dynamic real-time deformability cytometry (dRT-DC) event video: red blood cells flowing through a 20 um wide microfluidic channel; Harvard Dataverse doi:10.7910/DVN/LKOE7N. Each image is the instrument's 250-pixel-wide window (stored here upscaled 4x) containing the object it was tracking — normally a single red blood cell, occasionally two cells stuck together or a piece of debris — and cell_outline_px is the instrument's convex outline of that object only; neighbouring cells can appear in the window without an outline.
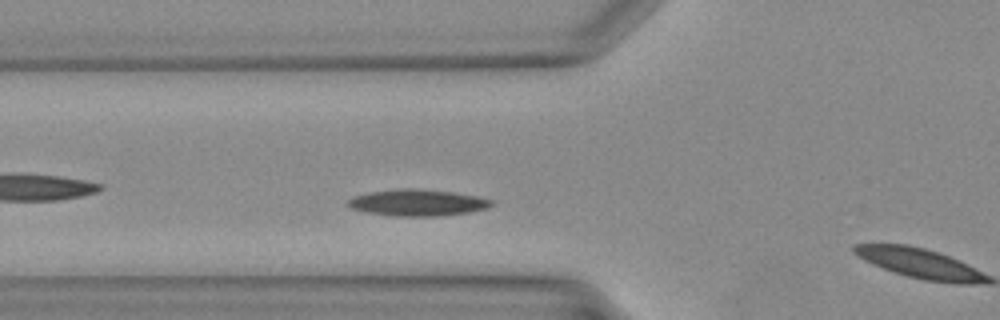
{"species": "Egyptian fruit bat (a non-hibernating species)", "species_latin": "Rousettus aegyptiacus", "temperature_condition": "warm", "stored_images_in_passage": 7, "camera_frame_rate_fps": 3000, "um_per_image_px": 0.085, "animal": {"sex": "female"}, "frame": {"image": 1, "passage_image": 6, "time_ms": 1.667, "image_size_px": [1000, 320], "cell_outline_px": [[492, 204], [488, 208], [468, 212], [440, 216], [392, 216], [368, 212], [352, 208], [344, 204], [348, 200], [356, 196], [368, 192], [400, 188], [416, 188], [452, 192], [476, 196], [492, 200]], "centroid_in_image_um": [35.47, 17.22], "position_along_channel_um": 90.3, "area_um2": 22.08}}